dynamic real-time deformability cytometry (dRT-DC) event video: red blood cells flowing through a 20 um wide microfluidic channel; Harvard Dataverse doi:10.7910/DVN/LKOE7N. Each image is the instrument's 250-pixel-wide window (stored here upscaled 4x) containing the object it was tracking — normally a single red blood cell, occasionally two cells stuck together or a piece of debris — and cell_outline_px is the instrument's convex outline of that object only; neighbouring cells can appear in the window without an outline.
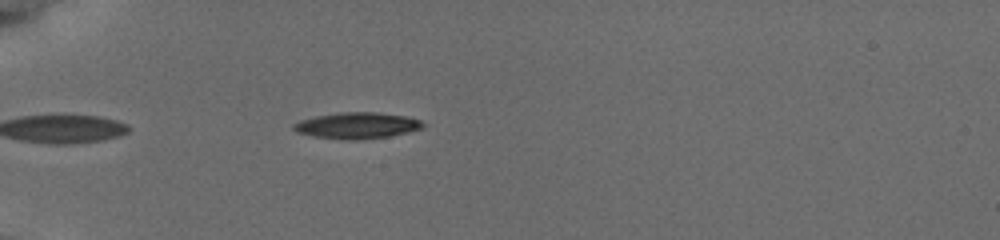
{"species": "common noctule bat (a hibernating species)", "species_latin": "Nyctalus noctula", "temperature_condition": "cold", "stored_images_in_passage": 24, "camera_frame_rate_fps": 3000, "um_per_image_px": 0.085, "animal": {"sex": "female", "body_mass_g": 19.5, "forearm_length_mm": 54.1}, "frame": {"image": 1, "passage_image": 5, "time_ms": 1.333, "image_size_px": [1000, 240], "cell_outline_px": [[424, 128], [408, 132], [388, 136], [356, 140], [344, 140], [312, 136], [296, 132], [292, 128], [292, 124], [300, 120], [316, 116], [340, 112], [376, 112], [404, 116], [420, 120], [424, 124]], "centroid_in_image_um": [30.31, 10.67], "position_along_channel_um": 54.7, "area_um2": 19.77}}
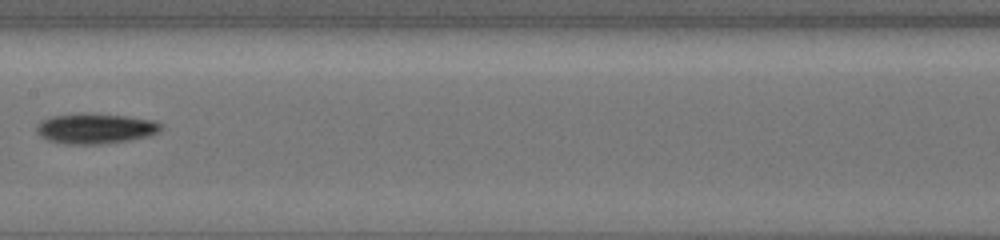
{"frame": {"image": 2, "passage_image": 17, "time_ms": 5.667, "image_size_px": [1000, 240], "cell_outline_px": [[160, 132], [148, 136], [128, 140], [100, 144], [64, 144], [48, 140], [40, 136], [36, 132], [36, 124], [40, 120], [52, 116], [76, 112], [84, 112], [128, 116], [152, 120], [160, 124]], "centroid_in_image_um": [8.04, 10.9], "position_along_channel_um": 199.4, "area_um2": 22.25}}
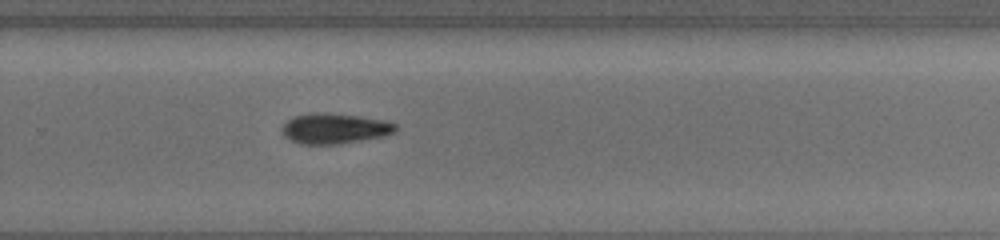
{"frame": {"image": 3, "passage_image": 24, "time_ms": 8.333, "image_size_px": [1000, 240], "cell_outline_px": [[400, 128], [384, 136], [340, 144], [300, 144], [284, 136], [280, 132], [284, 124], [292, 116], [308, 112], [332, 112], [388, 120], [396, 124]], "centroid_in_image_um": [28.44, 10.9], "position_along_channel_um": 301.4, "area_um2": 20.58}}